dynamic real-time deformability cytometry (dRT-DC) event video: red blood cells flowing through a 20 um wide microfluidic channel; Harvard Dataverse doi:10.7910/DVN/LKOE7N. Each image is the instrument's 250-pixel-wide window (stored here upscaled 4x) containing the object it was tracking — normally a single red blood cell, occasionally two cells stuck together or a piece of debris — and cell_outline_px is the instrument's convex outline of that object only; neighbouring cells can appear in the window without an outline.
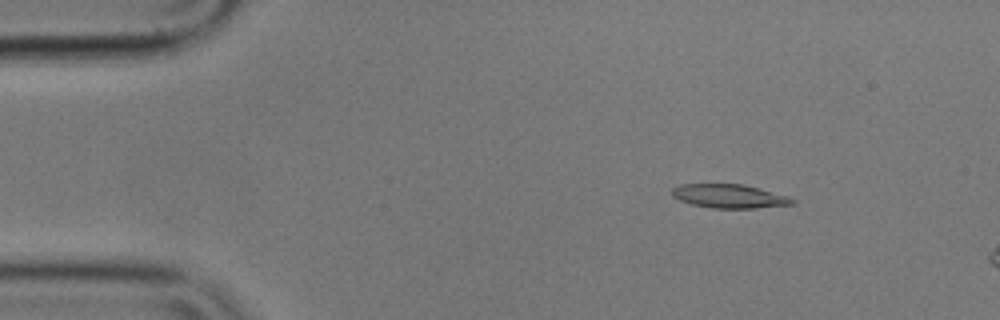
{"species": "common noctule bat (a hibernating species)", "species_latin": "Nyctalus noctula", "temperature_condition": "cold", "stored_images_in_passage": 14, "camera_frame_rate_fps": 3000, "um_per_image_px": 0.085, "animal": {"sex": "male", "body_mass_g": 17.9}, "frame": {"image": 1, "passage_image": 8, "time_ms": 2.333, "image_size_px": [1000, 320], "cell_outline_px": [[796, 204], [756, 208], [712, 208], [692, 204], [680, 200], [672, 196], [672, 188], [680, 184], [744, 184], [760, 188], [788, 196], [796, 200]], "centroid_in_image_um": [62.02, 16.67], "position_along_channel_um": 23.0, "area_um2": 16.76}}